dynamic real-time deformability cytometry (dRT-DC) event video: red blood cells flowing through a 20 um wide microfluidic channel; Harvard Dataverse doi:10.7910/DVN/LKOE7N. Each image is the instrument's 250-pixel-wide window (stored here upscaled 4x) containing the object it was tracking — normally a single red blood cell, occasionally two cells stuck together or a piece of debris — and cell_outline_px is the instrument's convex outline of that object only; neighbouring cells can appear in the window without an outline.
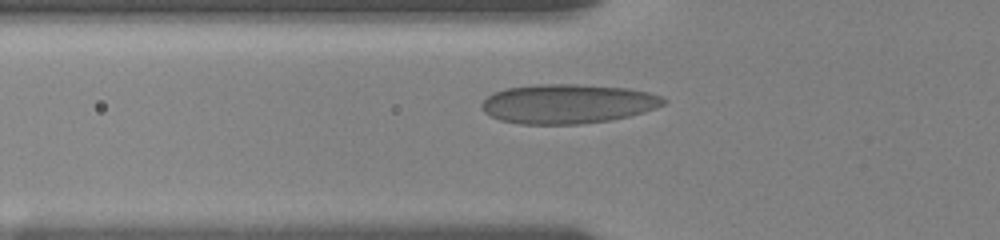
{"species": "human", "species_latin": "Homo sapiens", "temperature_condition": "room temperature", "stored_images_in_passage": 5, "camera_frame_rate_fps": 3000, "um_per_image_px": 0.085, "donor": {"sex": "female"}, "frame": {"image": 1, "passage_image": 2, "time_ms": 0.333, "image_size_px": [1000, 240], "cell_outline_px": [[668, 100], [664, 104], [656, 108], [644, 112], [628, 116], [608, 120], [580, 124], [520, 124], [500, 120], [484, 112], [480, 104], [492, 92], [508, 88], [536, 84], [576, 84], [628, 88], [648, 92], [660, 96]], "centroid_in_image_um": [48.25, 8.82], "position_along_channel_um": 77.6, "area_um2": 41.73}}